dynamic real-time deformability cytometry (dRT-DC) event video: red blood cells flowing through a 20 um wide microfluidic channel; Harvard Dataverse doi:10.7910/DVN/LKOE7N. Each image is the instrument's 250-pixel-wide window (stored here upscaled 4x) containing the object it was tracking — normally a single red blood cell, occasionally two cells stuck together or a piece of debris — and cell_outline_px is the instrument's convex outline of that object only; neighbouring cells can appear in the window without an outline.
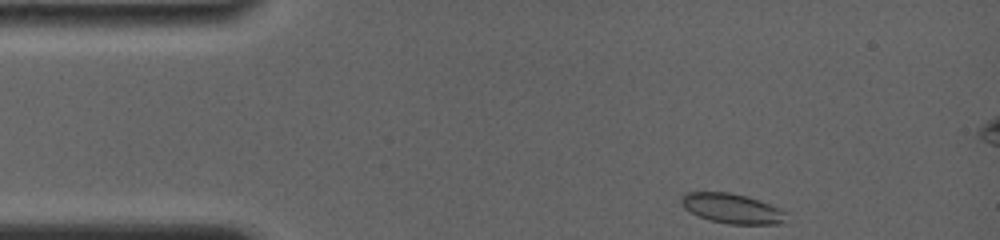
{"species": "common noctule bat (a hibernating species)", "species_latin": "Nyctalus noctula", "temperature_condition": "room temperature", "stored_images_in_passage": 3, "camera_frame_rate_fps": 4000, "um_per_image_px": 0.085, "animal": {"sex": "female", "body_mass_g": 19.0, "forearm_length_mm": 56.7}, "frame": {"image": 1, "passage_image": 1, "time_ms": 0.0, "image_size_px": [1000, 240], "cell_outline_px": [[784, 220], [780, 224], [728, 224], [696, 216], [684, 208], [680, 200], [680, 196], [684, 192], [728, 192], [748, 196], [780, 208], [784, 212]], "centroid_in_image_um": [62.16, 17.71], "position_along_channel_um": 22.8, "area_um2": 18.26}}